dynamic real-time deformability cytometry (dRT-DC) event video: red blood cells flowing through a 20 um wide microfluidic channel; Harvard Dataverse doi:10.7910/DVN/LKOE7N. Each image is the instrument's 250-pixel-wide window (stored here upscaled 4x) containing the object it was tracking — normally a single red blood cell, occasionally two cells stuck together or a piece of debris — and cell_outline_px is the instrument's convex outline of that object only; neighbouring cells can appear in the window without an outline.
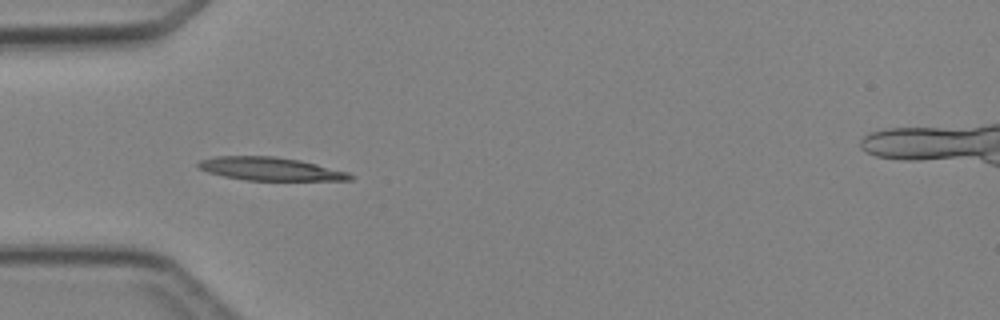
{"species": "Egyptian fruit bat (a non-hibernating species)", "species_latin": "Rousettus aegyptiacus", "temperature_condition": "cold", "stored_images_in_passage": 2, "camera_frame_rate_fps": 3000, "um_per_image_px": 0.085, "animal": {"sex": "female"}, "frame": {"image": 1, "passage_image": 1, "time_ms": 0.0, "image_size_px": [1000, 320], "cell_outline_px": [[356, 176], [352, 180], [248, 180], [224, 176], [208, 172], [196, 168], [196, 164], [200, 160], [216, 156], [272, 156], [300, 160], [348, 172]], "centroid_in_image_um": [22.96, 14.35], "position_along_channel_um": 62.0, "area_um2": 20.46}}
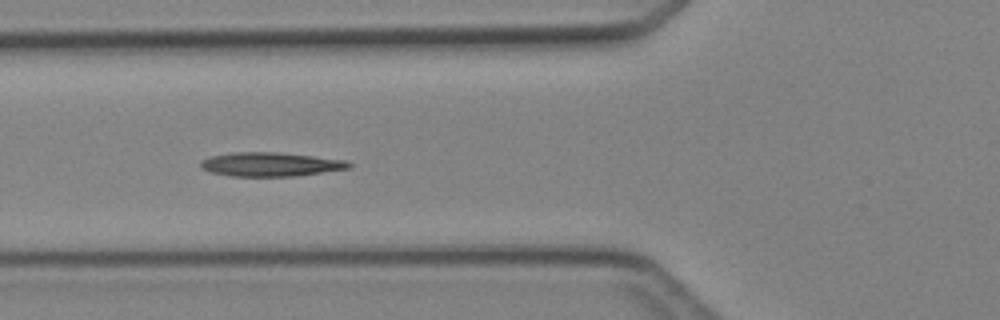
{"frame": {"image": 2, "passage_image": 2, "time_ms": 1.0, "image_size_px": [1000, 320], "cell_outline_px": [[352, 168], [292, 176], [232, 176], [212, 172], [200, 168], [200, 160], [212, 156], [232, 152], [280, 152], [344, 160], [352, 164]], "centroid_in_image_um": [22.97, 13.96], "position_along_channel_um": 102.8, "area_um2": 20.58}}